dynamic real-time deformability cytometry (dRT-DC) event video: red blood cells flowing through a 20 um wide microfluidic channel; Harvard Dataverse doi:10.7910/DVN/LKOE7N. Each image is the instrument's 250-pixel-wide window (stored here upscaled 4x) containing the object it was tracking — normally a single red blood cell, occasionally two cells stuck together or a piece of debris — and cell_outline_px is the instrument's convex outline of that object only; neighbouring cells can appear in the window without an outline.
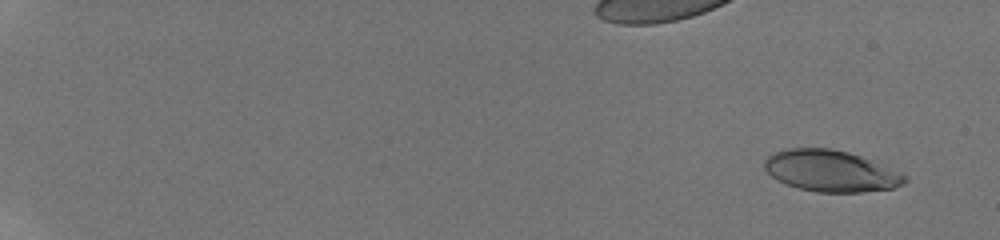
{"species": "human", "species_latin": "Homo sapiens", "temperature_condition": "room temperature", "stored_images_in_passage": 59, "camera_frame_rate_fps": 3000, "um_per_image_px": 0.085, "donor": {"sex": "male"}, "frame": {"image": 1, "passage_image": 5, "time_ms": 1.333, "image_size_px": [1000, 240], "cell_outline_px": [[908, 180], [904, 184], [892, 188], [860, 192], [816, 192], [800, 188], [788, 184], [772, 176], [764, 168], [764, 160], [768, 156], [784, 148], [828, 148], [848, 152], [872, 160], [900, 172], [908, 176]], "centroid_in_image_um": [70.64, 14.52], "position_along_channel_um": 14.4, "area_um2": 33.64}}
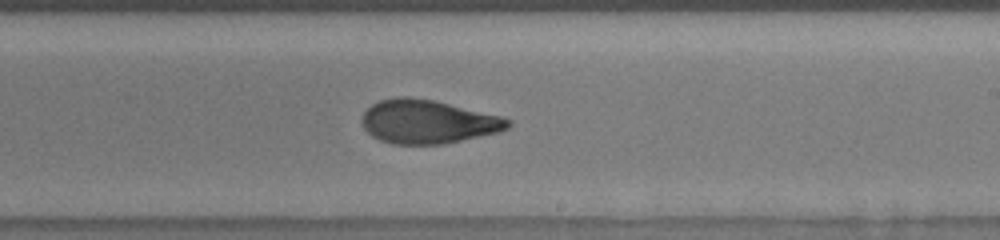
{"frame": {"image": 2, "passage_image": 40, "time_ms": 13.0, "image_size_px": [1000, 240], "cell_outline_px": [[512, 124], [508, 128], [500, 132], [444, 144], [392, 144], [380, 140], [372, 136], [364, 128], [360, 120], [364, 112], [372, 104], [380, 100], [396, 96], [408, 96], [432, 100], [500, 116], [512, 120]], "centroid_in_image_um": [36.35, 10.35], "position_along_channel_um": 252.7, "area_um2": 37.17}}
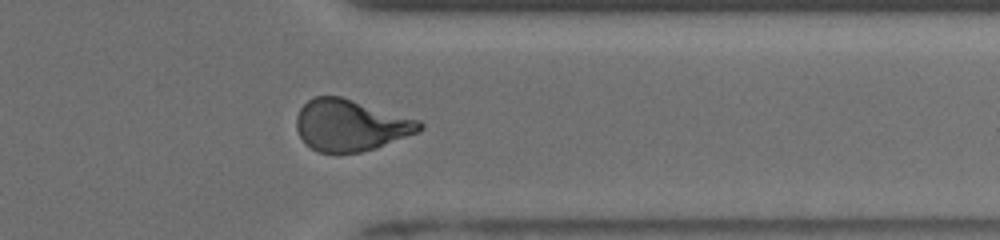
{"frame": {"image": 3, "passage_image": 50, "time_ms": 16.333, "image_size_px": [1000, 240], "cell_outline_px": [[424, 128], [420, 132], [376, 148], [360, 152], [316, 152], [304, 144], [296, 128], [296, 116], [300, 108], [312, 96], [340, 96], [420, 120], [424, 124]], "centroid_in_image_um": [29.8, 10.65], "position_along_channel_um": 381.6, "area_um2": 37.17}, "authors_computed_cell_mechanics": {"area_um2": 36.2984, "velocity_mm_per_s": 3.8783, "shape_relaxation_time_tau1_ms": 6.6877, "shape_relaxation_time_tau2_ms": 1.357, "deformation_change_tau1": 0.2362, "deformation_change_tau2": 0.078}}